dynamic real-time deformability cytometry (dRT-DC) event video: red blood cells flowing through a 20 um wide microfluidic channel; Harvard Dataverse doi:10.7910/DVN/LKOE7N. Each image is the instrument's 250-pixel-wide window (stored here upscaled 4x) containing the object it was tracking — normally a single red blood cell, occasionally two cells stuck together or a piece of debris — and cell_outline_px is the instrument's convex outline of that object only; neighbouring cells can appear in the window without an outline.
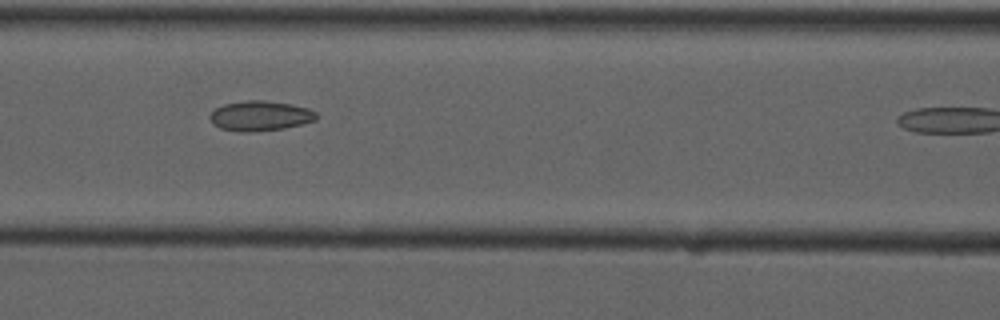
{"species": "common noctule bat (a hibernating species)", "species_latin": "Nyctalus noctula", "temperature_condition": "cold", "stored_images_in_passage": 6, "camera_frame_rate_fps": 3000, "um_per_image_px": 0.085, "animal": {"sex": "male", "forearm_length_mm": 52.5}, "frame": {"image": 1, "passage_image": 5, "time_ms": 4.667, "image_size_px": [1000, 320], "cell_outline_px": [[316, 120], [284, 128], [252, 132], [240, 132], [220, 128], [212, 124], [208, 116], [216, 108], [224, 104], [244, 100], [264, 100], [288, 104], [308, 108], [316, 112]], "centroid_in_image_um": [22.07, 9.85], "position_along_channel_um": 144.5, "area_um2": 18.55}}